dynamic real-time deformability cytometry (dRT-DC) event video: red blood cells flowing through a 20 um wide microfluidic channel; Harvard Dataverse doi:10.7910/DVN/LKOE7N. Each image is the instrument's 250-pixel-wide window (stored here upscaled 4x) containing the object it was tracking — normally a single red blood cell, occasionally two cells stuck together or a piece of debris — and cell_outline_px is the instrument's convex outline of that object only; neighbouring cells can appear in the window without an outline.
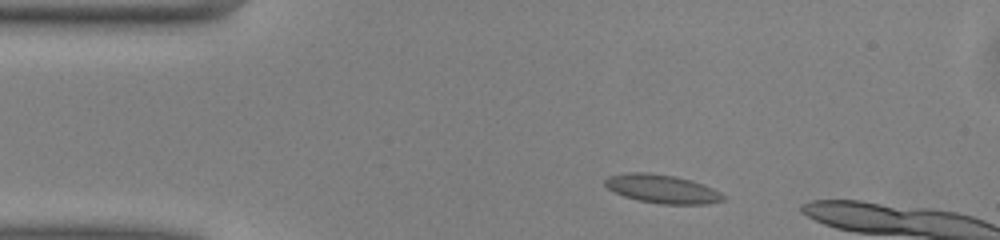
{"species": "common noctule bat (a hibernating species)", "species_latin": "Nyctalus noctula", "temperature_condition": "warm", "stored_images_in_passage": 9, "camera_frame_rate_fps": 3000, "um_per_image_px": 0.085, "animal": {"sex": "male", "body_mass_g": 13.0, "forearm_length_mm": 53.1}, "frame": {"image": 1, "passage_image": 4, "time_ms": 1.0, "image_size_px": [1000, 240], "cell_outline_px": [[724, 200], [708, 204], [660, 204], [640, 200], [624, 196], [608, 188], [604, 184], [604, 180], [608, 176], [628, 172], [648, 172], [676, 176], [692, 180], [704, 184], [720, 192], [724, 196]], "centroid_in_image_um": [56.29, 16.04], "position_along_channel_um": 28.7, "area_um2": 19.71}}